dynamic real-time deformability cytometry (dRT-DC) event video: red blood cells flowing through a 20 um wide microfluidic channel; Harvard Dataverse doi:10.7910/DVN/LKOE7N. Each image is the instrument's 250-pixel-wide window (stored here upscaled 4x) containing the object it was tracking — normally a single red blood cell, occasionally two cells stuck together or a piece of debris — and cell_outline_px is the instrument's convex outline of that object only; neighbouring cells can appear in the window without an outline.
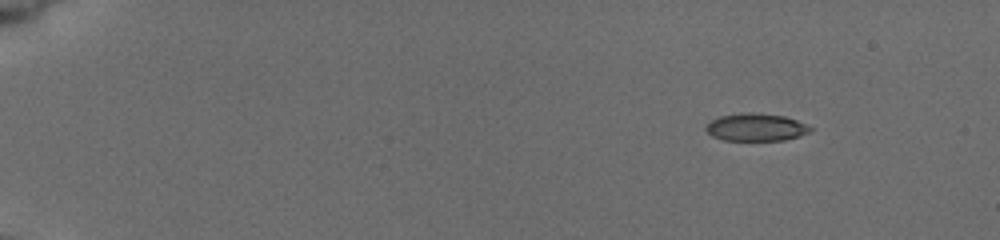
{"species": "common noctule bat (a hibernating species)", "species_latin": "Nyctalus noctula", "temperature_condition": "cold", "stored_images_in_passage": 7, "camera_frame_rate_fps": 3000, "um_per_image_px": 0.085, "animal": {"sex": "female", "body_mass_g": 19.5, "forearm_length_mm": 54.1}, "frame": {"image": 1, "passage_image": 1, "time_ms": 0.0, "image_size_px": [1000, 240], "cell_outline_px": [[812, 128], [808, 132], [800, 136], [784, 140], [724, 140], [712, 136], [704, 128], [712, 120], [720, 116], [740, 112], [752, 112], [784, 116], [796, 120]], "centroid_in_image_um": [64.23, 10.81], "position_along_channel_um": 20.8, "area_um2": 16.65}}